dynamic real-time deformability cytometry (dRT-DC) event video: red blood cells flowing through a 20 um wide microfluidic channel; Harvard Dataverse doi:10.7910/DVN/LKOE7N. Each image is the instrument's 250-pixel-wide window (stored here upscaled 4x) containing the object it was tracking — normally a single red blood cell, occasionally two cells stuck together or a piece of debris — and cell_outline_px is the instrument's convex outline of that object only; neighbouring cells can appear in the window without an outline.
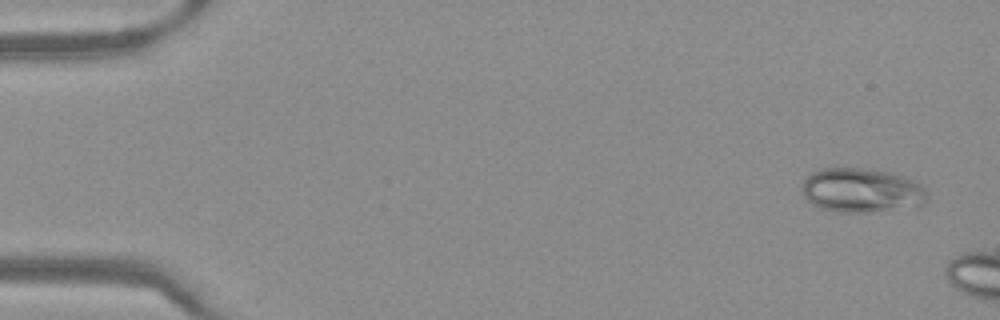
{"species": "Egyptian fruit bat (a non-hibernating species)", "species_latin": "Rousettus aegyptiacus", "temperature_condition": "warm", "stored_images_in_passage": 8, "camera_frame_rate_fps": 3000, "um_per_image_px": 0.085, "frame": {"image": 1, "passage_image": 3, "time_ms": 0.667, "image_size_px": [1000, 320], "cell_outline_px": [[928, 200], [920, 208], [864, 212], [836, 212], [820, 208], [812, 204], [804, 196], [804, 180], [812, 172], [824, 168], [860, 168], [888, 172], [904, 176], [916, 180], [924, 188], [928, 196]], "centroid_in_image_um": [73.33, 16.2], "position_along_channel_um": 11.7, "area_um2": 32.66}}